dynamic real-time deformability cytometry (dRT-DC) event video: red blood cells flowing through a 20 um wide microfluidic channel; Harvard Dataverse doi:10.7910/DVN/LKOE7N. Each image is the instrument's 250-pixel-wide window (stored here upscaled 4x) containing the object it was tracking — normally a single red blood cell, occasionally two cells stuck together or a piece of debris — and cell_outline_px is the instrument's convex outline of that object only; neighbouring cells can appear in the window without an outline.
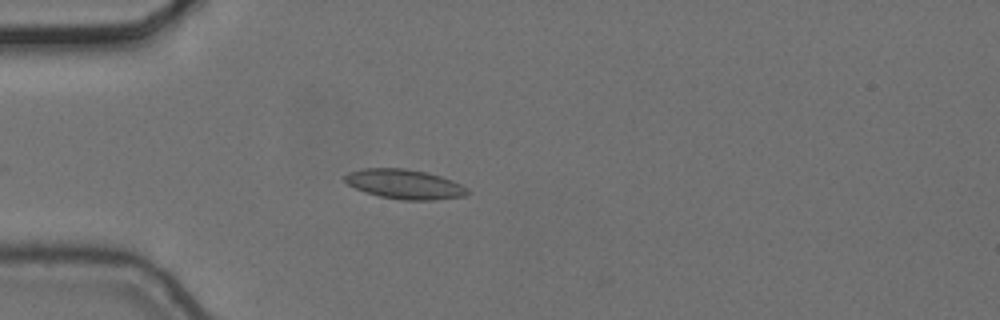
{"species": "common noctule bat (a hibernating species)", "species_latin": "Nyctalus noctula", "temperature_condition": "cold", "stored_images_in_passage": 4, "camera_frame_rate_fps": 3000, "um_per_image_px": 0.085, "animal": {"sex": "female", "body_mass_g": 24.6, "forearm_length_mm": 56.2}, "frame": {"image": 1, "passage_image": 3, "time_ms": 0.667, "image_size_px": [1000, 320], "cell_outline_px": [[472, 192], [464, 196], [436, 200], [400, 200], [380, 196], [364, 192], [348, 184], [344, 180], [344, 176], [348, 172], [360, 168], [404, 168], [424, 172], [440, 176], [452, 180], [468, 188]], "centroid_in_image_um": [34.39, 15.66], "position_along_channel_um": 50.6, "area_um2": 21.27}}